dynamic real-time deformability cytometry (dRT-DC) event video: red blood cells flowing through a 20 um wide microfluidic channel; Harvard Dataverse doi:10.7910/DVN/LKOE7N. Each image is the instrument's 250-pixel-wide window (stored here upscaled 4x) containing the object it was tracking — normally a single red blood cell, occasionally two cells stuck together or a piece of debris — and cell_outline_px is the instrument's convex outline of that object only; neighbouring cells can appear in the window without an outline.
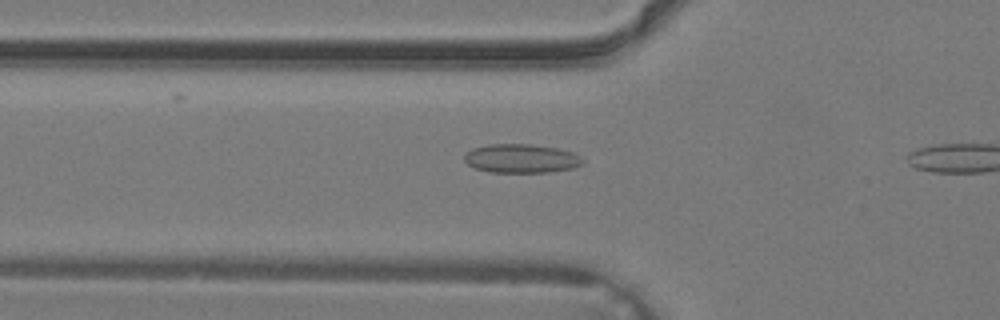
{"species": "common noctule bat (a hibernating species)", "species_latin": "Nyctalus noctula", "temperature_condition": "warm", "stored_images_in_passage": 9, "camera_frame_rate_fps": 3000, "um_per_image_px": 0.085, "animal": {"sex": "male", "body_mass_g": 19.2, "forearm_length_mm": 51.8}, "frame": {"image": 1, "passage_image": 8, "time_ms": 2.333, "image_size_px": [1000, 320], "cell_outline_px": [[584, 164], [572, 168], [552, 172], [488, 172], [476, 168], [468, 164], [464, 160], [464, 156], [472, 148], [488, 144], [528, 144], [556, 148], [572, 152], [580, 156], [584, 160]], "centroid_in_image_um": [44.32, 13.47], "position_along_channel_um": 81.5, "area_um2": 19.88}}